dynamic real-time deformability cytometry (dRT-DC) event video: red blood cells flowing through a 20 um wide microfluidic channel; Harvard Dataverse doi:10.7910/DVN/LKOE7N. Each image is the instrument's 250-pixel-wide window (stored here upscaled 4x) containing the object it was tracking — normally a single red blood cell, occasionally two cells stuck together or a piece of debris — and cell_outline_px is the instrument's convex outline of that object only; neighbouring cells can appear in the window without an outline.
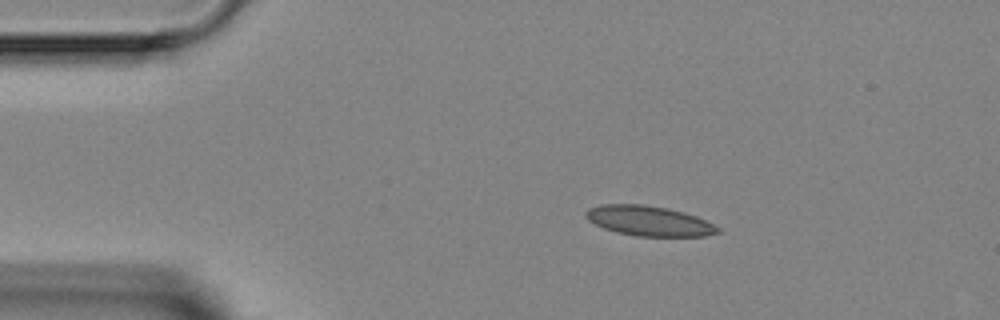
{"species": "Egyptian fruit bat (a non-hibernating species)", "species_latin": "Rousettus aegyptiacus", "temperature_condition": "room temperature", "stored_images_in_passage": 3, "camera_frame_rate_fps": 3000, "um_per_image_px": 0.085, "animal": {"sex": "female"}, "frame": {"image": 1, "passage_image": 1, "time_ms": 0.0, "image_size_px": [1000, 320], "cell_outline_px": [[720, 232], [704, 236], [636, 236], [616, 232], [604, 228], [588, 220], [584, 216], [584, 212], [588, 208], [600, 204], [644, 204], [668, 208], [684, 212], [696, 216], [720, 228]], "centroid_in_image_um": [55.12, 18.76], "position_along_channel_um": 29.9, "area_um2": 23.12}}
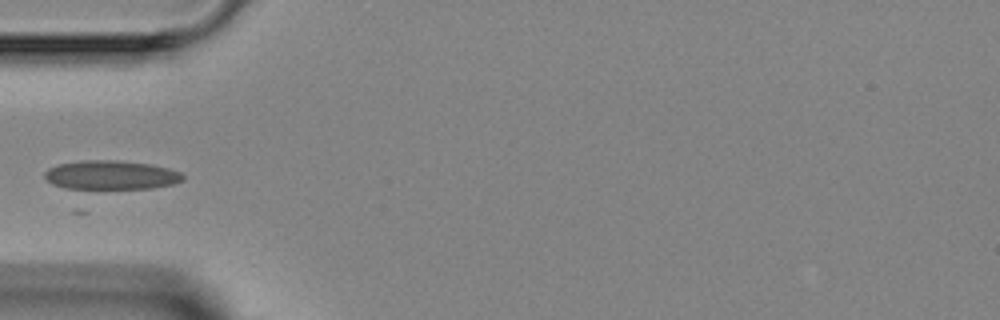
{"frame": {"image": 2, "passage_image": 3, "time_ms": 2.333, "image_size_px": [1000, 320], "cell_outline_px": [[184, 180], [172, 184], [152, 188], [76, 192], [52, 184], [44, 180], [44, 172], [48, 168], [56, 164], [80, 160], [116, 160], [152, 164], [168, 168], [180, 172], [184, 176]], "centroid_in_image_um": [9.33, 14.93], "position_along_channel_um": 75.7, "area_um2": 24.8}}